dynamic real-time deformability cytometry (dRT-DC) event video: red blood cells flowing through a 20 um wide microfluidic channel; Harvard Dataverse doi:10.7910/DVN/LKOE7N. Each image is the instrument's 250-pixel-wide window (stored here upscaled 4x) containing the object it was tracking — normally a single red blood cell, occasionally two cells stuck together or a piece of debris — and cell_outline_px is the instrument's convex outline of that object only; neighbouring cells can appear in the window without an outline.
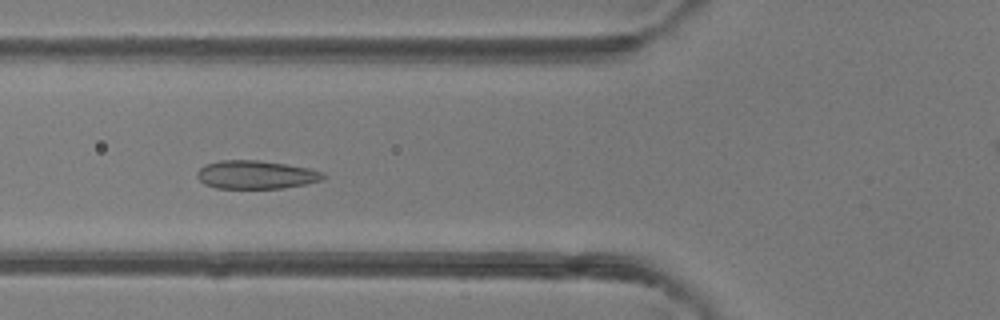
{"species": "common noctule bat (a hibernating species)", "species_latin": "Nyctalus noctula", "temperature_condition": "room temperature", "stored_images_in_passage": 49, "camera_frame_rate_fps": 3000, "um_per_image_px": 0.085, "animal": {"sex": "female"}, "frame": {"image": 1, "passage_image": 18, "time_ms": 5.667, "image_size_px": [1000, 320], "cell_outline_px": [[328, 176], [320, 180], [304, 184], [280, 188], [216, 188], [204, 184], [196, 176], [196, 172], [204, 164], [220, 160], [260, 160], [308, 168], [324, 172]], "centroid_in_image_um": [21.72, 14.84], "position_along_channel_um": 104.1, "area_um2": 20.81}}
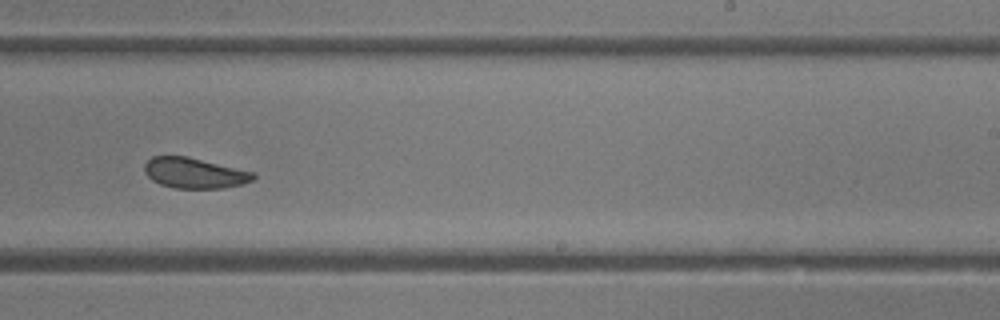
{"frame": {"image": 2, "passage_image": 30, "time_ms": 9.667, "image_size_px": [1000, 320], "cell_outline_px": [[256, 176], [252, 180], [240, 184], [224, 188], [172, 188], [160, 184], [152, 180], [144, 172], [144, 164], [152, 156], [188, 156], [256, 172]], "centroid_in_image_um": [16.53, 14.7], "position_along_channel_um": 272.5, "area_um2": 19.48}}
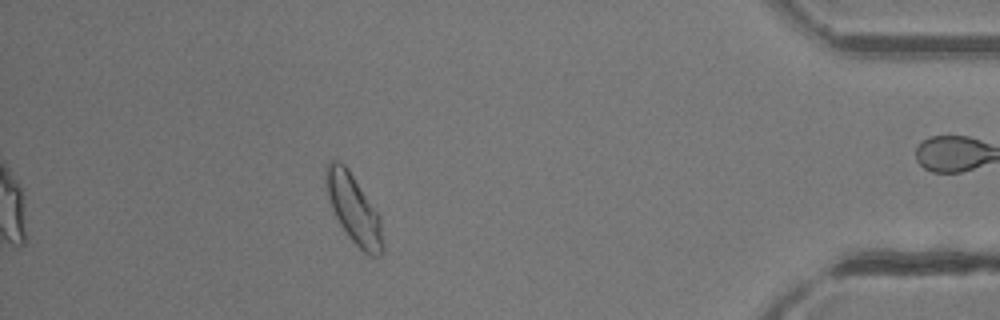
{"frame": {"image": 3, "passage_image": 43, "time_ms": 14.0, "image_size_px": [1000, 320], "cell_outline_px": [[384, 248], [380, 256], [368, 256], [348, 236], [340, 224], [332, 208], [324, 184], [324, 168], [328, 160], [336, 160], [344, 164], [348, 168], [380, 216], [384, 244]], "centroid_in_image_um": [30.05, 17.74], "position_along_channel_um": 405.1, "area_um2": 22.95}}